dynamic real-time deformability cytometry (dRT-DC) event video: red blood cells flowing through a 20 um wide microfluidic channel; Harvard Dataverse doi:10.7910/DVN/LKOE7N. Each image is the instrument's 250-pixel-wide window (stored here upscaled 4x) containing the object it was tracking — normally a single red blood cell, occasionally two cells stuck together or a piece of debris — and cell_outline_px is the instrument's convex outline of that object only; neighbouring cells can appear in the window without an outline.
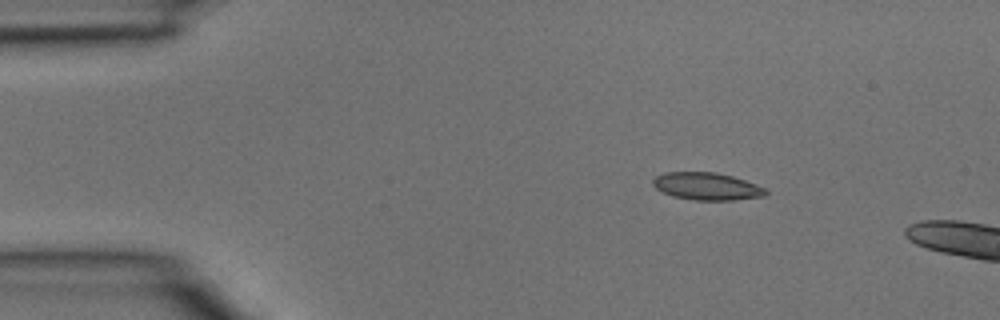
{"species": "common noctule bat (a hibernating species)", "species_latin": "Nyctalus noctula", "temperature_condition": "room temperature", "stored_images_in_passage": 2, "camera_frame_rate_fps": 3000, "um_per_image_px": 0.085, "animal": {"sex": "male", "body_mass_g": 15.6}, "frame": {"image": 1, "passage_image": 1, "time_ms": 0.0, "image_size_px": [1000, 320], "cell_outline_px": [[768, 192], [764, 196], [732, 200], [696, 200], [672, 196], [656, 188], [652, 184], [652, 180], [656, 176], [664, 172], [716, 172], [732, 176], [768, 188]], "centroid_in_image_um": [60.09, 15.83], "position_along_channel_um": 24.9, "area_um2": 18.03}}